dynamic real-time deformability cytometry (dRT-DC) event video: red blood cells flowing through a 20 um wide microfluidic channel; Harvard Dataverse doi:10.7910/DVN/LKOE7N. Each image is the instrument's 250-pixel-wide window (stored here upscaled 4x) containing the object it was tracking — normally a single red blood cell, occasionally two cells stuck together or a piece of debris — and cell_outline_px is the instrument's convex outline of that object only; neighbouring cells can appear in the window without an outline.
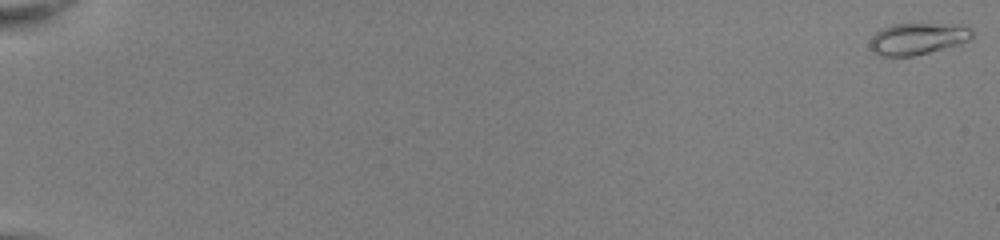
{"species": "common noctule bat (a hibernating species)", "species_latin": "Nyctalus noctula", "temperature_condition": "room temperature", "stored_images_in_passage": 53, "camera_frame_rate_fps": 3000, "um_per_image_px": 0.085, "animal": {"sex": "female", "body_mass_g": 22.0, "forearm_length_mm": 56.7}, "frame": {"image": 1, "passage_image": 1, "time_ms": 0.0, "image_size_px": [1000, 240], "cell_outline_px": [[972, 36], [968, 40], [960, 44], [912, 56], [880, 56], [872, 52], [868, 44], [872, 36], [880, 28], [892, 24], [968, 24], [972, 28]], "centroid_in_image_um": [77.99, 3.28], "position_along_channel_um": 7.0, "area_um2": 19.13}}
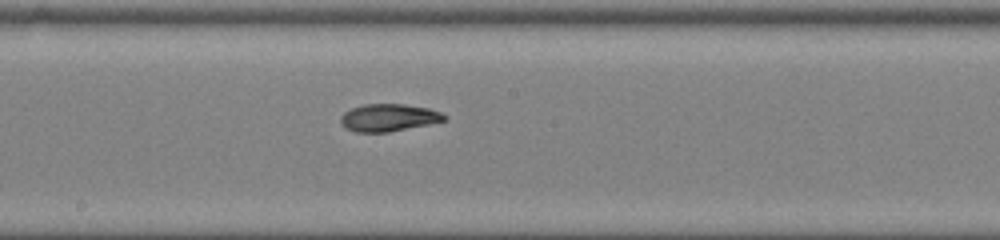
{"frame": {"image": 2, "passage_image": 32, "time_ms": 10.333, "image_size_px": [1000, 240], "cell_outline_px": [[448, 120], [388, 132], [356, 132], [344, 128], [340, 124], [340, 116], [344, 112], [352, 108], [364, 104], [404, 104], [428, 108], [440, 112], [448, 116]], "centroid_in_image_um": [33.02, 10.0], "position_along_channel_um": 215.2, "area_um2": 16.65}}
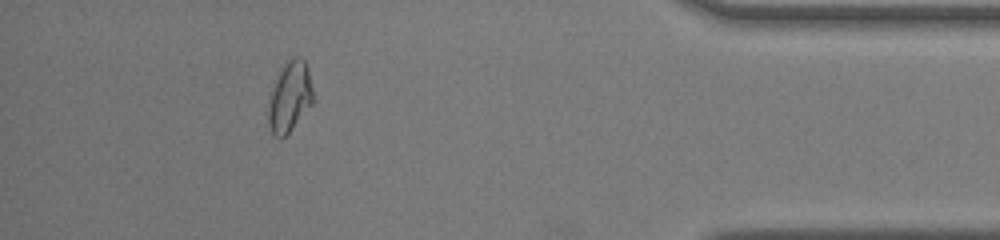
{"frame": {"image": 3, "passage_image": 49, "time_ms": 16.0, "image_size_px": [1000, 240], "cell_outline_px": [[316, 100], [292, 128], [280, 140], [272, 132], [268, 124], [268, 108], [272, 88], [280, 68], [284, 60], [292, 56], [300, 56], [304, 60], [308, 68]], "centroid_in_image_um": [24.65, 8.17], "position_along_channel_um": 410.5, "area_um2": 18.79}, "authors_computed_cell_mechanics": {"area_um2": 17.1666, "velocity_mm_per_s": 4.0656, "shape_relaxation_time_tau1_ms": 5.1976, "shape_relaxation_time_tau2_ms": 1.9268, "deformation_change_tau1": 0.1662, "deformation_change_tau2": 0.0569}}